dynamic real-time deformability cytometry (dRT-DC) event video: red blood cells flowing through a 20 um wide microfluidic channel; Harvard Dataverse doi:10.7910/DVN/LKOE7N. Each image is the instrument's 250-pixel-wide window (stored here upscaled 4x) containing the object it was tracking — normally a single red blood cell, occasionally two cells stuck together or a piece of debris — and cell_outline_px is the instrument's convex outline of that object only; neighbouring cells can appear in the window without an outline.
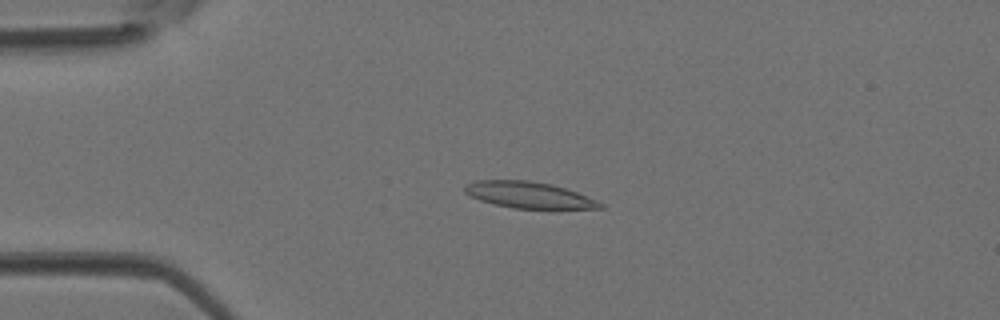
{"species": "Egyptian fruit bat (a non-hibernating species)", "species_latin": "Rousettus aegyptiacus", "temperature_condition": "room temperature", "stored_images_in_passage": 43, "camera_frame_rate_fps": 3000, "um_per_image_px": 0.085, "animal": {"sex": "female"}, "frame": {"image": 1, "passage_image": 10, "time_ms": 3.0, "image_size_px": [1000, 320], "cell_outline_px": [[604, 208], [512, 208], [480, 200], [464, 192], [464, 184], [476, 180], [528, 180], [552, 184], [576, 192], [596, 200], [604, 204]], "centroid_in_image_um": [44.91, 16.56], "position_along_channel_um": 40.1, "area_um2": 20.52}}
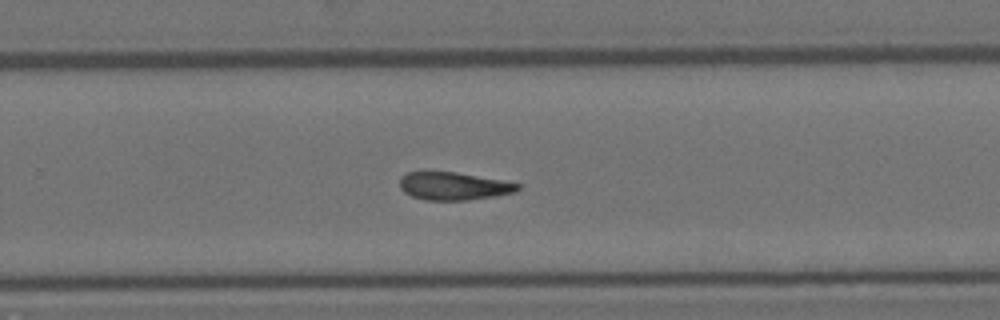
{"frame": {"image": 2, "passage_image": 28, "time_ms": 9.0, "image_size_px": [1000, 320], "cell_outline_px": [[520, 188], [516, 192], [496, 196], [468, 200], [424, 200], [412, 196], [404, 192], [400, 188], [400, 176], [408, 172], [456, 172], [500, 180], [520, 184]], "centroid_in_image_um": [38.54, 15.82], "position_along_channel_um": 291.3, "area_um2": 19.07}}
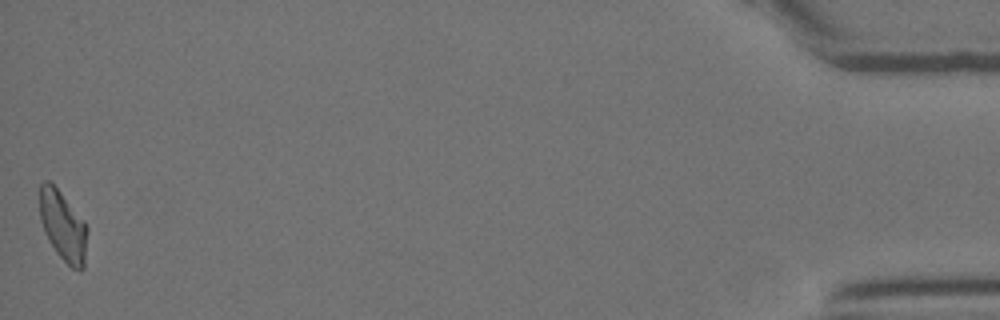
{"frame": {"image": 3, "passage_image": 43, "time_ms": 14.0, "image_size_px": [1000, 320], "cell_outline_px": [[88, 232], [84, 268], [80, 272], [72, 268], [56, 252], [48, 240], [44, 232], [40, 220], [40, 184], [44, 180], [48, 180], [60, 192], [84, 220], [88, 228]], "centroid_in_image_um": [5.37, 19.24], "position_along_channel_um": 429.8, "area_um2": 19.48}}